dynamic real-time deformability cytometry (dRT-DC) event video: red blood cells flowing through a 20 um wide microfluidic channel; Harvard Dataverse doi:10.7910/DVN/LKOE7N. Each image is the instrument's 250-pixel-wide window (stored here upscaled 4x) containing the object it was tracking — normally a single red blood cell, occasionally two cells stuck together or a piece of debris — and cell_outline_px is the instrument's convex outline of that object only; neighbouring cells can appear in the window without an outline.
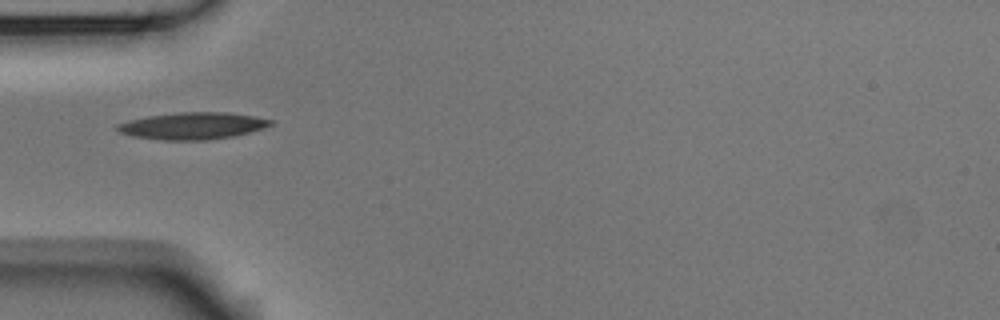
{"species": "Egyptian fruit bat (a non-hibernating species)", "species_latin": "Rousettus aegyptiacus", "temperature_condition": "room temperature", "stored_images_in_passage": 5, "camera_frame_rate_fps": 3000, "um_per_image_px": 0.085, "animal": {"sex": "male"}, "frame": {"image": 1, "passage_image": 3, "time_ms": 0.667, "image_size_px": [1000, 320], "cell_outline_px": [[272, 124], [264, 128], [232, 136], [208, 140], [164, 140], [132, 136], [120, 132], [116, 128], [116, 124], [128, 120], [148, 116], [180, 112], [224, 112], [252, 116], [272, 120]], "centroid_in_image_um": [16.33, 10.69], "position_along_channel_um": 68.7, "area_um2": 23.81}}
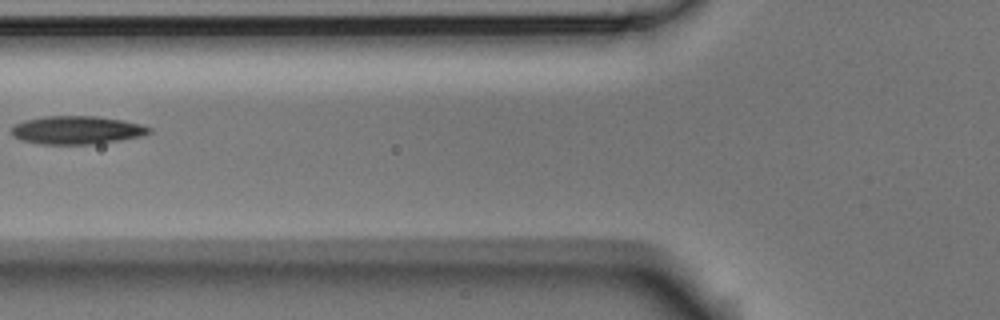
{"frame": {"image": 2, "passage_image": 4, "time_ms": 1.0, "image_size_px": [1000, 320], "cell_outline_px": [[152, 132], [144, 136], [96, 144], [40, 144], [20, 140], [12, 132], [12, 128], [16, 124], [24, 120], [44, 116], [96, 116], [120, 120], [140, 124], [152, 128]], "centroid_in_image_um": [6.56, 11.06], "position_along_channel_um": 119.2, "area_um2": 22.6}}
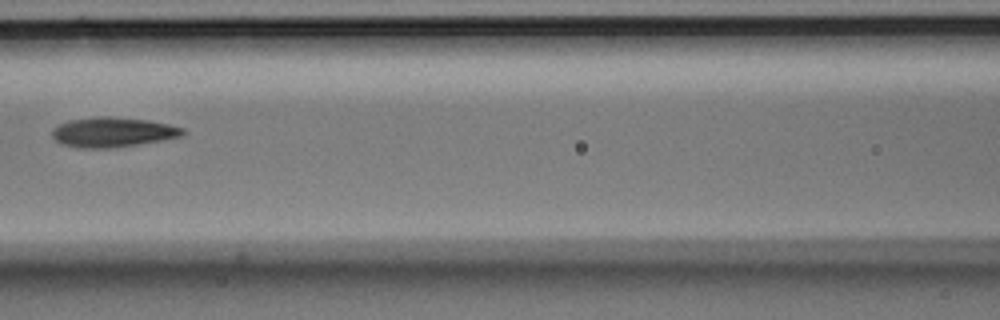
{"frame": {"image": 3, "passage_image": 5, "time_ms": 1.333, "image_size_px": [1000, 320], "cell_outline_px": [[184, 132], [180, 136], [164, 140], [140, 144], [112, 148], [80, 148], [60, 144], [52, 136], [52, 128], [60, 124], [72, 120], [96, 116], [108, 116], [148, 120], [168, 124], [184, 128]], "centroid_in_image_um": [9.57, 11.24], "position_along_channel_um": 157.0, "area_um2": 22.72}}